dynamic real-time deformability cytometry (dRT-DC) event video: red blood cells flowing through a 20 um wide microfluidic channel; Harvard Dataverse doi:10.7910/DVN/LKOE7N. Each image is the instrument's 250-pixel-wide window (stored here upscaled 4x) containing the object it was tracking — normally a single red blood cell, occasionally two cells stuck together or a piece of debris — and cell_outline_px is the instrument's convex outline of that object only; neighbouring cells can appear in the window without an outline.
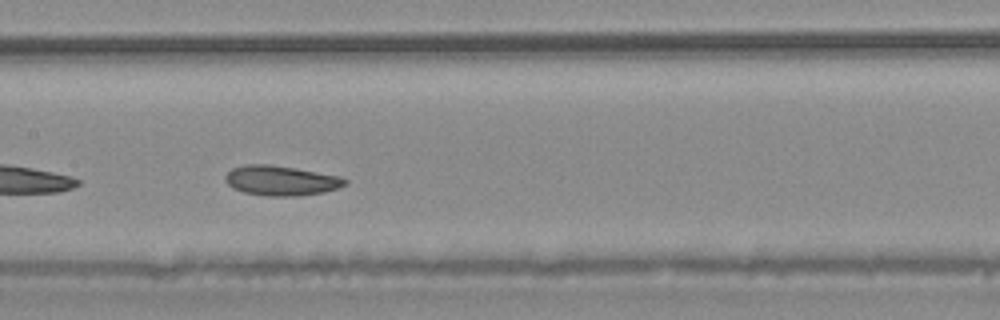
{"species": "common noctule bat (a hibernating species)", "species_latin": "Nyctalus noctula", "temperature_condition": "warm", "stored_images_in_passage": 24, "camera_frame_rate_fps": 3000, "um_per_image_px": 0.085, "animal": {"sex": "male", "body_mass_g": 20.4}, "frame": {"image": 1, "passage_image": 21, "time_ms": 6.667, "image_size_px": [1000, 320], "cell_outline_px": [[348, 184], [324, 192], [300, 196], [268, 196], [244, 192], [232, 188], [224, 180], [224, 176], [232, 168], [244, 164], [268, 164], [296, 168], [340, 176], [348, 180]], "centroid_in_image_um": [23.88, 15.34], "position_along_channel_um": 183.5, "area_um2": 20.98}}